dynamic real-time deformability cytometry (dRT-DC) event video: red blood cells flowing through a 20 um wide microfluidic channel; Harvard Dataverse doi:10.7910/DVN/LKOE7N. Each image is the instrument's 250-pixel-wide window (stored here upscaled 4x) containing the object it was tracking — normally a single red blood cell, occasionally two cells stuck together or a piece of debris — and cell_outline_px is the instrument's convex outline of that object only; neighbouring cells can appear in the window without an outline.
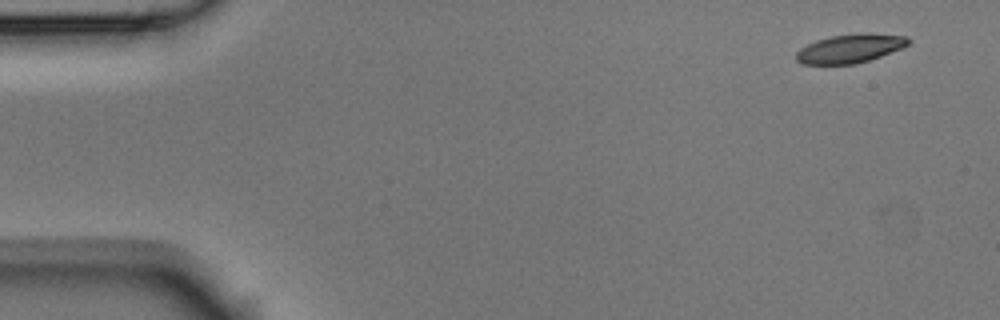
{"species": "Egyptian fruit bat (a non-hibernating species)", "species_latin": "Rousettus aegyptiacus", "temperature_condition": "room temperature", "stored_images_in_passage": 5, "camera_frame_rate_fps": 3000, "um_per_image_px": 0.085, "animal": {"sex": "male"}, "frame": {"image": 1, "passage_image": 1, "time_ms": 0.0, "image_size_px": [1000, 320], "cell_outline_px": [[912, 40], [908, 44], [900, 48], [880, 56], [856, 64], [804, 64], [796, 60], [796, 52], [800, 48], [816, 40], [832, 36], [860, 32], [864, 32], [908, 36]], "centroid_in_image_um": [72.26, 4.1], "position_along_channel_um": 12.7, "area_um2": 18.79}}
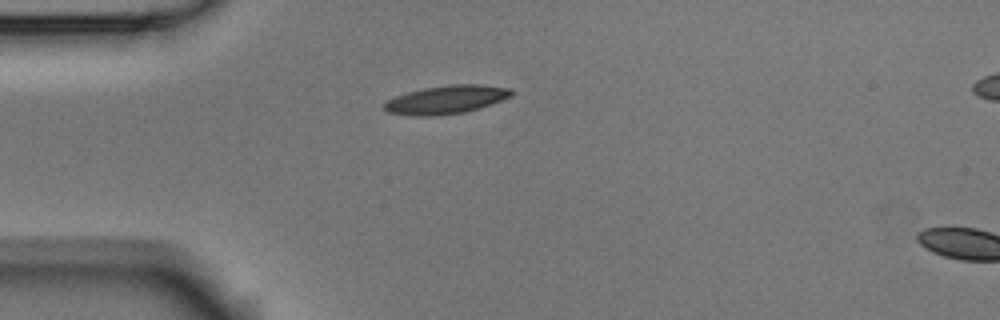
{"frame": {"image": 2, "passage_image": 4, "time_ms": 1.0, "image_size_px": [1000, 320], "cell_outline_px": [[512, 96], [480, 108], [464, 112], [436, 116], [416, 116], [388, 112], [384, 108], [384, 104], [388, 100], [396, 96], [408, 92], [424, 88], [448, 84], [480, 84], [508, 88], [512, 92]], "centroid_in_image_um": [37.93, 8.47], "position_along_channel_um": 47.1, "area_um2": 20.87}}